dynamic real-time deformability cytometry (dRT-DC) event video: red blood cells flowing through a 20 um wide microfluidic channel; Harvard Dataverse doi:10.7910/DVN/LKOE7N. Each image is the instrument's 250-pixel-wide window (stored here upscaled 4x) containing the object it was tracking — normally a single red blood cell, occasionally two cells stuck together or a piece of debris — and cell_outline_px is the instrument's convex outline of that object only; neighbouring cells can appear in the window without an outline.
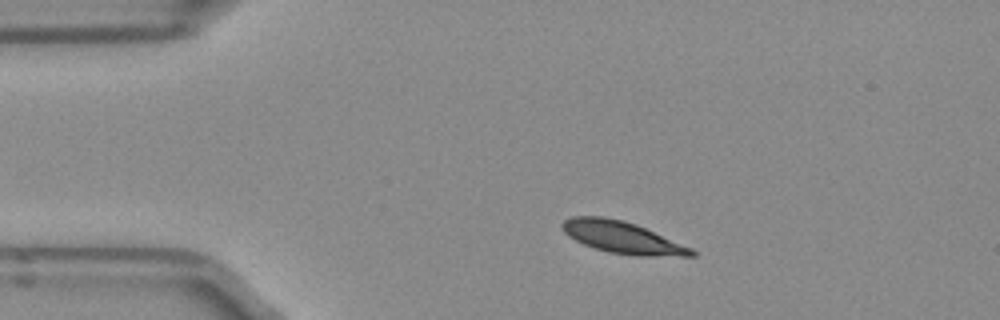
{"species": "Egyptian fruit bat (a non-hibernating species)", "species_latin": "Rousettus aegyptiacus", "temperature_condition": "room temperature", "stored_images_in_passage": 4, "camera_frame_rate_fps": 3000, "um_per_image_px": 0.085, "frame": {"image": 1, "passage_image": 1, "time_ms": 0.0, "image_size_px": [1000, 320], "cell_outline_px": [[696, 256], [636, 256], [608, 252], [584, 244], [568, 236], [564, 232], [560, 224], [564, 220], [572, 216], [604, 216], [624, 220], [636, 224], [692, 248], [696, 252]], "centroid_in_image_um": [52.89, 20.17], "position_along_channel_um": 32.1, "area_um2": 24.04}}
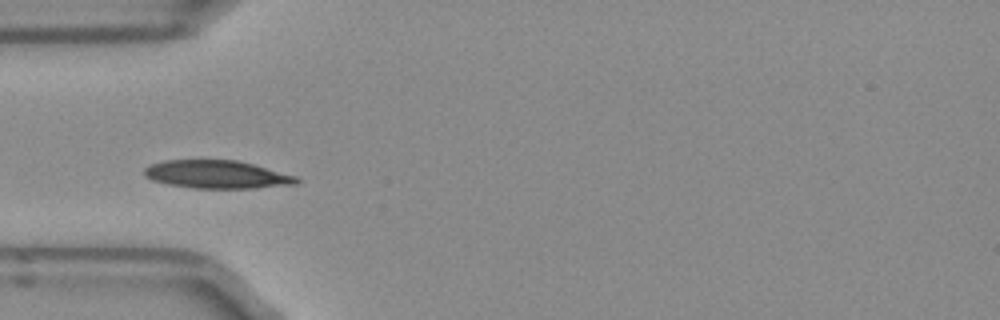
{"frame": {"image": 2, "passage_image": 3, "time_ms": 0.667, "image_size_px": [1000, 320], "cell_outline_px": [[300, 180], [296, 184], [256, 188], [192, 188], [168, 184], [152, 180], [144, 176], [144, 168], [148, 164], [164, 160], [236, 160], [252, 164], [296, 176]], "centroid_in_image_um": [18.39, 14.83], "position_along_channel_um": 66.6, "area_um2": 24.85}}